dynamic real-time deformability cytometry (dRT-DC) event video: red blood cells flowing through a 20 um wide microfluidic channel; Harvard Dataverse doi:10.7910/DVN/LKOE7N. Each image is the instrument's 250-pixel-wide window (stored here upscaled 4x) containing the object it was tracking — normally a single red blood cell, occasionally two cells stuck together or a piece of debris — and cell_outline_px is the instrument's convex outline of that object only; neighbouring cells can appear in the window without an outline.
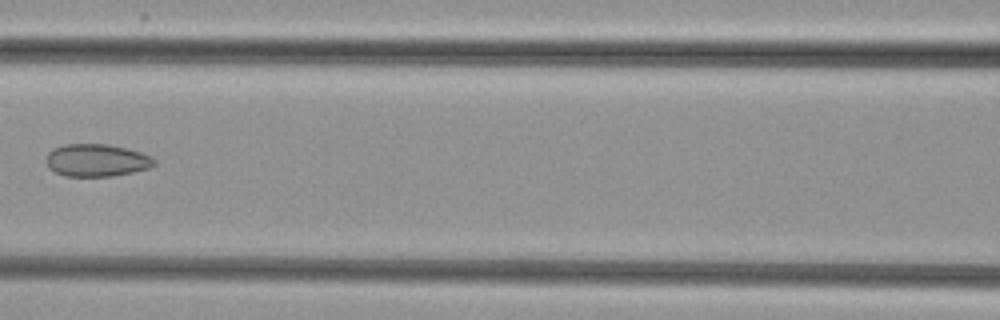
{"species": "common noctule bat (a hibernating species)", "species_latin": "Nyctalus noctula", "temperature_condition": "cold", "stored_images_in_passage": 6, "camera_frame_rate_fps": 3000, "um_per_image_px": 0.085, "animal": {"sex": "female", "body_mass_g": 29.2, "forearm_length_mm": 56.3}, "frame": {"image": 1, "passage_image": 6, "time_ms": 6.333, "image_size_px": [1000, 320], "cell_outline_px": [[156, 164], [148, 168], [132, 172], [112, 176], [64, 176], [48, 168], [44, 160], [48, 152], [52, 148], [64, 144], [108, 144], [140, 152], [156, 160]], "centroid_in_image_um": [8.15, 13.62], "position_along_channel_um": 158.5, "area_um2": 20.52}}